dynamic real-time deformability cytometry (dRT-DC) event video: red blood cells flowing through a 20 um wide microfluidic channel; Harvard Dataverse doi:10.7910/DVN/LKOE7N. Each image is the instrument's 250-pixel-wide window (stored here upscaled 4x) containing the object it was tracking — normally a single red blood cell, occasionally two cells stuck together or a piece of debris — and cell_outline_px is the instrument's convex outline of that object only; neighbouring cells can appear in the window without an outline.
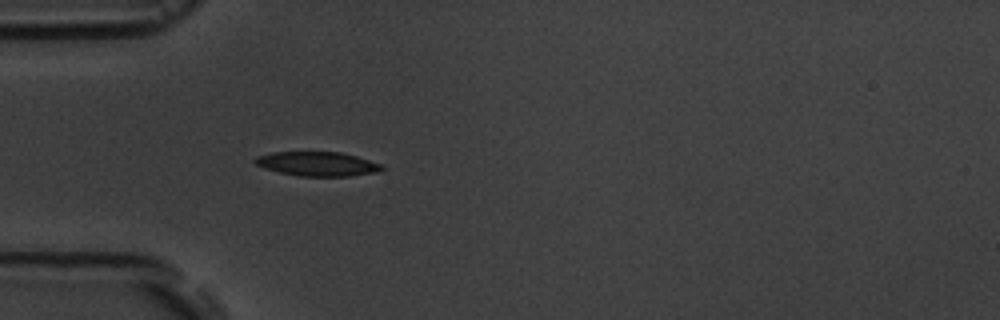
{"species": "common noctule bat (a hibernating species)", "species_latin": "Nyctalus noctula", "temperature_condition": "room temperature", "stored_images_in_passage": 4, "camera_frame_rate_fps": 3000, "um_per_image_px": 0.085, "animal": {"sex": "male", "body_mass_g": 19.5, "forearm_length_mm": 54.6}, "frame": {"image": 1, "passage_image": 4, "time_ms": 4.333, "image_size_px": [1000, 320], "cell_outline_px": [[384, 168], [372, 172], [348, 176], [300, 176], [280, 172], [264, 168], [256, 164], [252, 160], [256, 156], [272, 152], [340, 152], [356, 156], [380, 164]], "centroid_in_image_um": [26.9, 13.92], "position_along_channel_um": 58.1, "area_um2": 17.63}}